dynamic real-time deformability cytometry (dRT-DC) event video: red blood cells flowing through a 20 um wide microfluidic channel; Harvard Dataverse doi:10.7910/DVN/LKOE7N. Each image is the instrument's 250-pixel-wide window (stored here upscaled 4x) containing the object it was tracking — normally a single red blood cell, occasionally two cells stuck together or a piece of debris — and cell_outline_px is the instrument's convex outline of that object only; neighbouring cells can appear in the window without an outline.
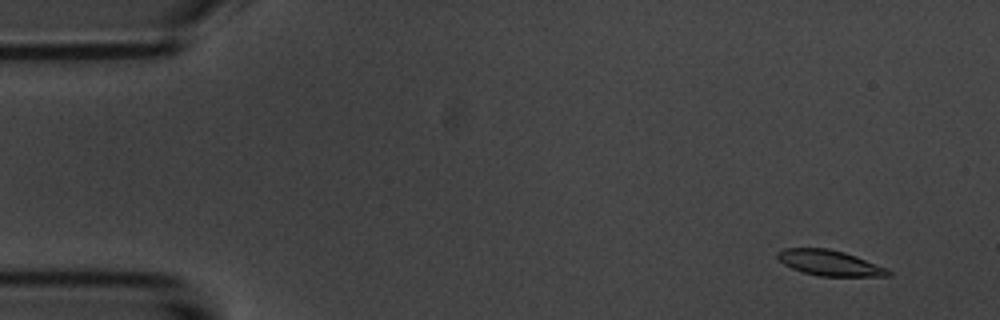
{"species": "common noctule bat (a hibernating species)", "species_latin": "Nyctalus noctula", "temperature_condition": "room temperature", "stored_images_in_passage": 6, "camera_frame_rate_fps": 3000, "um_per_image_px": 0.085, "animal": {"sex": "male", "body_mass_g": 20.1, "forearm_length_mm": 53.5}, "frame": {"image": 1, "passage_image": 2, "time_ms": 1.0, "image_size_px": [1000, 320], "cell_outline_px": [[892, 276], [820, 276], [804, 272], [792, 268], [784, 264], [776, 256], [776, 252], [784, 248], [828, 248], [844, 252], [856, 256], [888, 268], [892, 272]], "centroid_in_image_um": [70.54, 22.34], "position_along_channel_um": 14.5, "area_um2": 16.47}}